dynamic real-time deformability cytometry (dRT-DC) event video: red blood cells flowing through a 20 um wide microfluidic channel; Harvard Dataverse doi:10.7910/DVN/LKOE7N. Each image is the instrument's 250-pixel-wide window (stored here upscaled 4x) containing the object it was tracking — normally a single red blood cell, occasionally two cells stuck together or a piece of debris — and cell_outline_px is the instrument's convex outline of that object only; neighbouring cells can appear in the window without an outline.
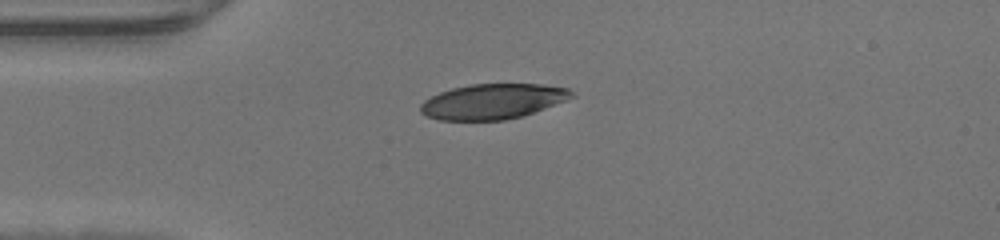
{"species": "human", "species_latin": "Homo sapiens", "temperature_condition": "warm", "stored_images_in_passage": 36, "camera_frame_rate_fps": 3000, "um_per_image_px": 0.085, "donor": {"sex": "male"}, "frame": {"image": 1, "passage_image": 1, "time_ms": 0.0, "image_size_px": [1000, 240], "cell_outline_px": [[576, 96], [524, 116], [504, 120], [440, 120], [424, 116], [420, 112], [420, 104], [424, 100], [440, 92], [452, 88], [472, 84], [540, 84], [568, 88], [576, 92]], "centroid_in_image_um": [41.89, 8.62], "position_along_channel_um": 43.1, "area_um2": 31.15}}
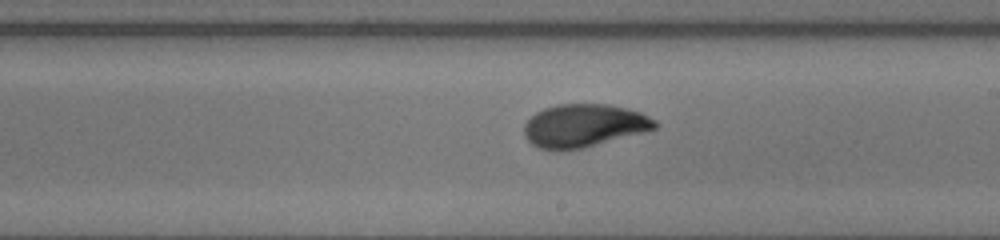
{"frame": {"image": 2, "passage_image": 16, "time_ms": 5.0, "image_size_px": [1000, 240], "cell_outline_px": [[656, 128], [644, 132], [584, 148], [560, 152], [540, 148], [532, 144], [524, 136], [524, 124], [536, 112], [544, 108], [556, 104], [608, 104], [628, 108], [640, 112], [656, 120]], "centroid_in_image_um": [49.61, 10.69], "position_along_channel_um": 239.4, "area_um2": 33.06}}
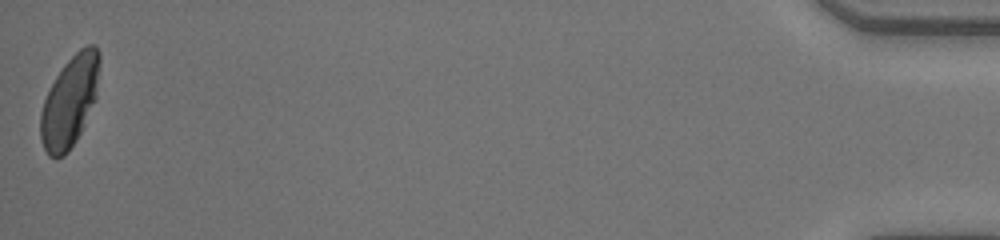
{"frame": {"image": 3, "passage_image": 36, "time_ms": 11.667, "image_size_px": [1000, 240], "cell_outline_px": [[100, 60], [96, 100], [76, 140], [68, 152], [64, 156], [48, 156], [40, 140], [40, 112], [44, 100], [56, 76], [64, 64], [80, 48], [88, 44], [96, 44], [100, 52]], "centroid_in_image_um": [5.94, 8.6], "position_along_channel_um": 429.3, "area_um2": 31.33}}